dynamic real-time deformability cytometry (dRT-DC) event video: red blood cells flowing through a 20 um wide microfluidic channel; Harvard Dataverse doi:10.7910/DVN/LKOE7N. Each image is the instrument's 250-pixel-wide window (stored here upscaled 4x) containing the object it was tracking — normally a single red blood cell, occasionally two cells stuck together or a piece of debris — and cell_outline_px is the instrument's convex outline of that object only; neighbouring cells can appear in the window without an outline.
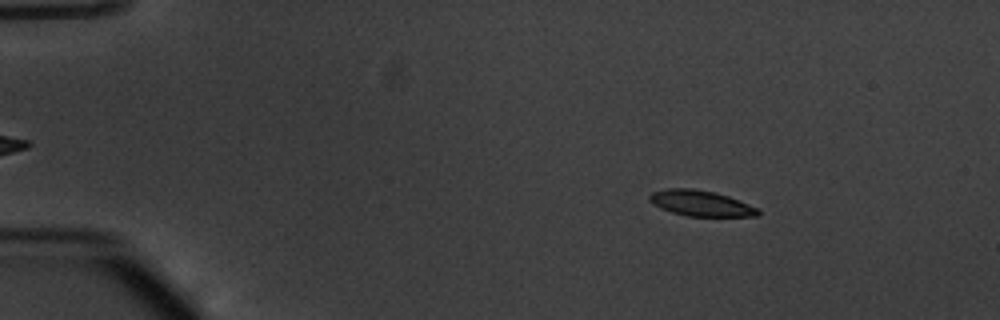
{"species": "common noctule bat (a hibernating species)", "species_latin": "Nyctalus noctula", "temperature_condition": "warm", "stored_images_in_passage": 55, "camera_frame_rate_fps": 3000, "um_per_image_px": 0.085, "animal": {"sex": "male", "body_mass_g": 20.1, "forearm_length_mm": 53.5}, "frame": {"image": 1, "passage_image": 9, "time_ms": 2.667, "image_size_px": [1000, 320], "cell_outline_px": [[760, 216], [688, 216], [672, 212], [660, 208], [652, 204], [648, 200], [648, 196], [652, 192], [668, 188], [692, 188], [716, 192], [728, 196], [760, 208]], "centroid_in_image_um": [59.57, 17.27], "position_along_channel_um": 25.4, "area_um2": 16.42}}
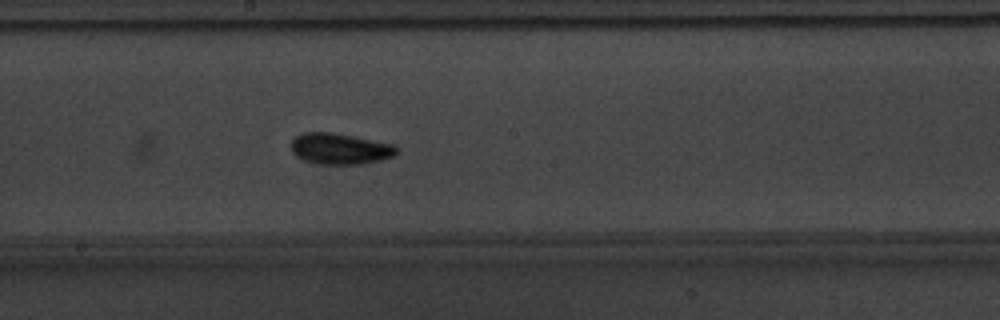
{"frame": {"image": 2, "passage_image": 31, "time_ms": 10.0, "image_size_px": [1000, 320], "cell_outline_px": [[396, 152], [392, 156], [380, 160], [360, 164], [316, 164], [304, 160], [296, 156], [292, 152], [292, 140], [296, 136], [304, 132], [328, 132], [352, 136], [396, 144]], "centroid_in_image_um": [28.88, 12.64], "position_along_channel_um": 219.3, "area_um2": 18.96}}
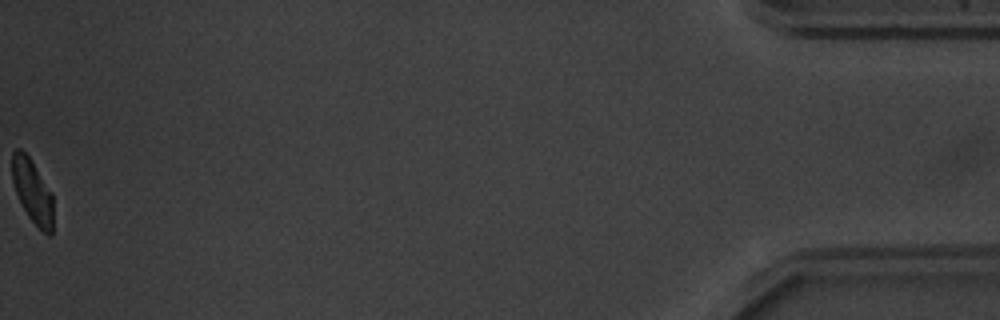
{"frame": {"image": 3, "passage_image": 55, "time_ms": 18.0, "image_size_px": [1000, 320], "cell_outline_px": [[52, 236], [48, 236], [28, 216], [16, 192], [12, 180], [12, 152], [16, 148], [20, 148], [28, 156], [52, 192]], "centroid_in_image_um": [2.76, 16.24], "position_along_channel_um": 432.4, "area_um2": 14.97}, "authors_computed_cell_mechanics": {"area_um2": 16.8776, "velocity_mm_per_s": 3.797, "shape_relaxation_time_tau1_ms": 2.8925, "shape_relaxation_time_tau2_ms": 2.6045, "deformation_change_tau1": 0.1151, "deformation_change_tau2": 0.0873}}